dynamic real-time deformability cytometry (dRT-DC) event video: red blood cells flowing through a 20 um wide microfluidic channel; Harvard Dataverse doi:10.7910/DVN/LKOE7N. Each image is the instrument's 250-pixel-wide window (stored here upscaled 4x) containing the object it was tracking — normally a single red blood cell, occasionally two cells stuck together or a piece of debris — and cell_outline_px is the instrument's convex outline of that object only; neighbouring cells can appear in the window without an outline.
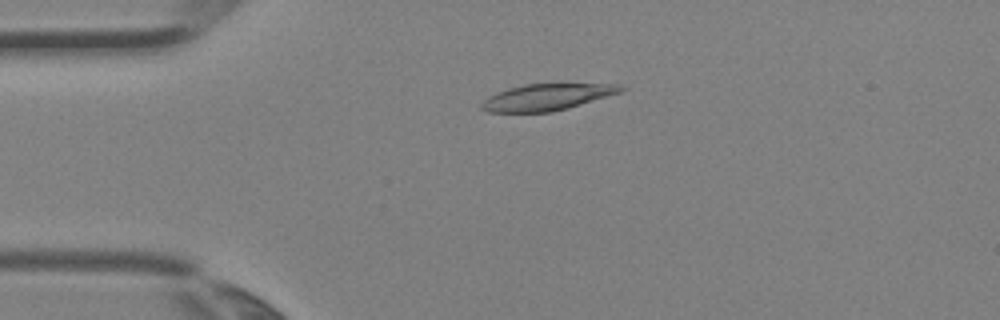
{"species": "Egyptian fruit bat (a non-hibernating species)", "species_latin": "Rousettus aegyptiacus", "temperature_condition": "room temperature", "stored_images_in_passage": 3, "camera_frame_rate_fps": 3000, "um_per_image_px": 0.085, "animal": {"sex": "female"}, "frame": {"image": 1, "passage_image": 3, "time_ms": 0.667, "image_size_px": [1000, 320], "cell_outline_px": [[628, 88], [620, 92], [568, 108], [552, 112], [488, 112], [480, 108], [480, 104], [488, 96], [496, 92], [508, 88], [524, 84], [616, 84]], "centroid_in_image_um": [46.44, 8.25], "position_along_channel_um": 38.6, "area_um2": 21.39}}